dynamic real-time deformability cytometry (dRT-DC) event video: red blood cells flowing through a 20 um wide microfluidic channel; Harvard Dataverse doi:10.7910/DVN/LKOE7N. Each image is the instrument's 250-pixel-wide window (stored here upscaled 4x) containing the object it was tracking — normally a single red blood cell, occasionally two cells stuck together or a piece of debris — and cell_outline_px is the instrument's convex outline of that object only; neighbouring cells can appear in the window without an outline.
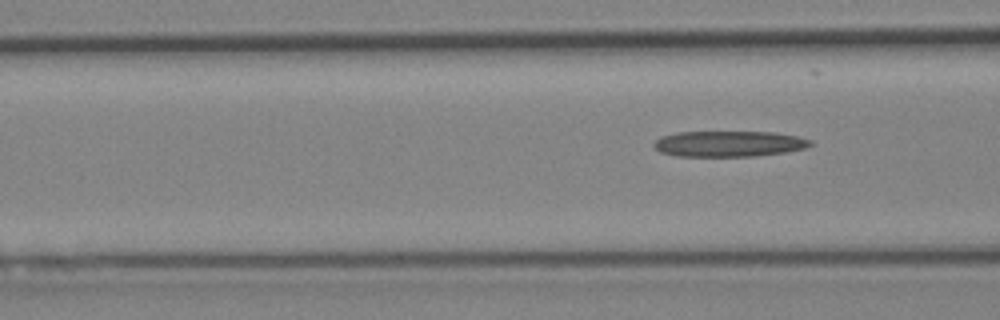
{"species": "Egyptian fruit bat (a non-hibernating species)", "species_latin": "Rousettus aegyptiacus", "temperature_condition": "cold", "stored_images_in_passage": 3, "camera_frame_rate_fps": 3000, "um_per_image_px": 0.085, "animal": {"sex": "female"}, "frame": {"image": 1, "passage_image": 3, "time_ms": 2.333, "image_size_px": [1000, 320], "cell_outline_px": [[812, 144], [804, 148], [788, 152], [752, 156], [676, 156], [660, 152], [652, 144], [660, 136], [676, 132], [776, 132], [796, 136], [812, 140]], "centroid_in_image_um": [61.94, 12.22], "position_along_channel_um": 104.7, "area_um2": 23.58}}